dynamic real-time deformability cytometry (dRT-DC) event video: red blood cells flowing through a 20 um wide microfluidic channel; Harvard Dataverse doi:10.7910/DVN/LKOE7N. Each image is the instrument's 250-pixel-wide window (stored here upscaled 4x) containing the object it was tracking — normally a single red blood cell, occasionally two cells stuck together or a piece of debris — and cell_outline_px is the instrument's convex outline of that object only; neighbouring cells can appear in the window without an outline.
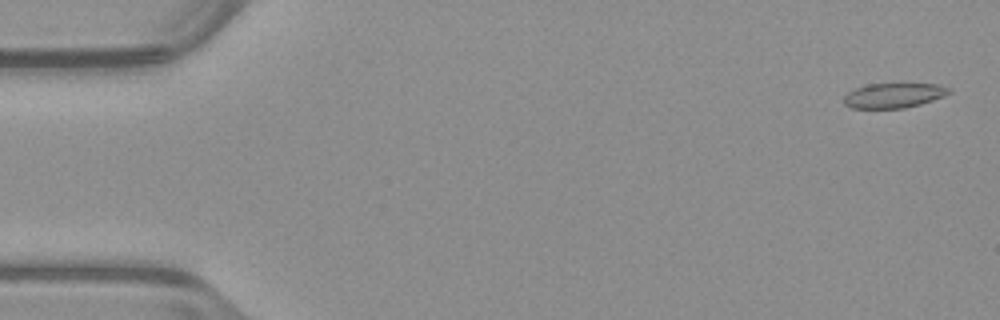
{"species": "common noctule bat (a hibernating species)", "species_latin": "Nyctalus noctula", "temperature_condition": "warm", "stored_images_in_passage": 54, "segment_of_instrument_passage": [1, 2], "camera_frame_rate_fps": 3000, "um_per_image_px": 0.085, "animal": {"sex": "male", "body_mass_g": 23.1, "forearm_length_mm": 52.7}, "frame": {"image": 1, "passage_image": 2, "time_ms": 0.333, "image_size_px": [1000, 320], "cell_outline_px": [[952, 92], [944, 96], [920, 104], [904, 108], [852, 108], [844, 104], [844, 96], [848, 92], [856, 88], [868, 84], [936, 84], [952, 88]], "centroid_in_image_um": [75.98, 8.11], "position_along_channel_um": 9.0, "area_um2": 15.14}}
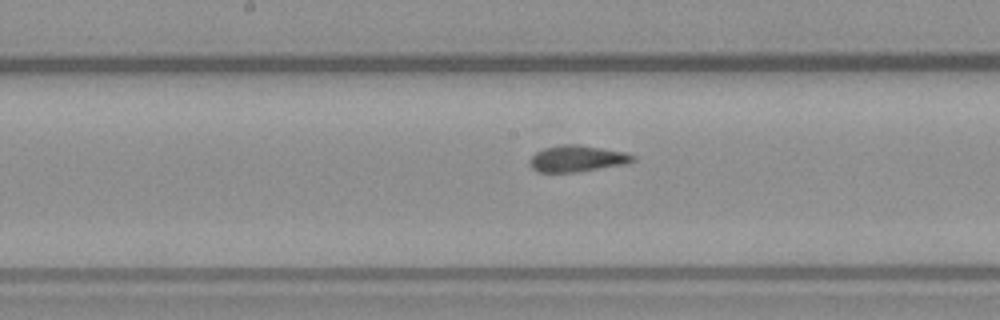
{"frame": {"image": 2, "passage_image": 27, "time_ms": 8.667, "image_size_px": [1000, 320], "cell_outline_px": [[636, 160], [628, 164], [576, 172], [536, 172], [528, 164], [528, 160], [536, 152], [544, 148], [564, 144], [580, 144], [624, 152], [636, 156]], "centroid_in_image_um": [49.06, 13.48], "position_along_channel_um": 199.1, "area_um2": 16.07}}
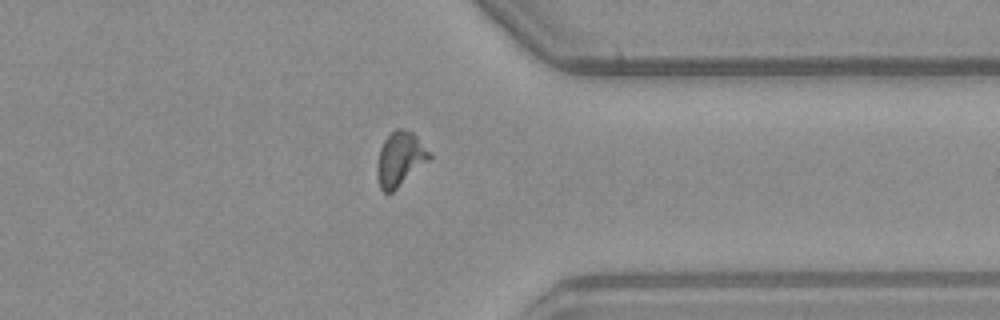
{"frame": {"image": 3, "passage_image": 41, "time_ms": 13.333, "image_size_px": [1000, 320], "cell_outline_px": [[432, 156], [428, 160], [392, 192], [384, 192], [380, 188], [376, 176], [376, 164], [380, 148], [384, 140], [396, 128], [404, 128], [412, 132], [416, 136]], "centroid_in_image_um": [33.95, 13.5], "position_along_channel_um": 377.4, "area_um2": 16.24}}